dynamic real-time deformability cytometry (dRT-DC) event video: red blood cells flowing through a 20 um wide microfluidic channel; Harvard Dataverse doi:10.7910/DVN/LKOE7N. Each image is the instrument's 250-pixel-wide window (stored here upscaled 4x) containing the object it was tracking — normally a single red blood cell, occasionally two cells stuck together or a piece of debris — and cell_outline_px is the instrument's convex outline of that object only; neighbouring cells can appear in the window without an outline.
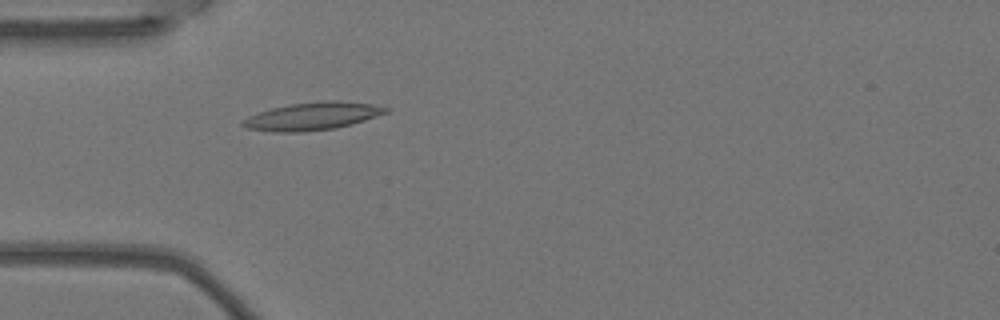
{"species": "Egyptian fruit bat (a non-hibernating species)", "species_latin": "Rousettus aegyptiacus", "temperature_condition": "warm", "stored_images_in_passage": 5, "camera_frame_rate_fps": 3000, "um_per_image_px": 0.085, "animal": {"sex": "female"}, "frame": {"image": 1, "passage_image": 5, "time_ms": 1.333, "image_size_px": [1000, 320], "cell_outline_px": [[392, 108], [388, 112], [352, 124], [336, 128], [300, 132], [272, 132], [248, 128], [240, 124], [240, 120], [248, 116], [272, 108], [288, 104], [324, 100], [340, 100], [372, 104]], "centroid_in_image_um": [26.56, 9.87], "position_along_channel_um": 58.4, "area_um2": 23.29}}